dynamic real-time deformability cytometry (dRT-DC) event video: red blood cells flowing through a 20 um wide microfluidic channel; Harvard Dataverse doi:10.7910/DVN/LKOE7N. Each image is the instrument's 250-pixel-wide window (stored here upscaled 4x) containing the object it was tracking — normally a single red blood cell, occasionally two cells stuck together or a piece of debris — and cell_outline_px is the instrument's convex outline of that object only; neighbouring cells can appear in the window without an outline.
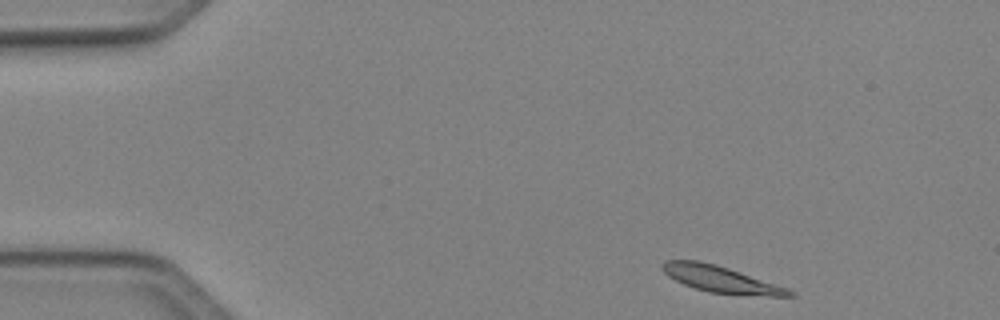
{"species": "Egyptian fruit bat (a non-hibernating species)", "species_latin": "Rousettus aegyptiacus", "temperature_condition": "cold", "stored_images_in_passage": 45, "camera_frame_rate_fps": 3000, "um_per_image_px": 0.085, "animal": {"sex": "female"}, "frame": {"image": 1, "passage_image": 1, "time_ms": 0.0, "image_size_px": [1000, 320], "cell_outline_px": [[796, 296], [768, 296], [708, 292], [684, 284], [668, 276], [660, 268], [660, 264], [664, 260], [700, 260], [716, 264], [788, 288], [796, 292]], "centroid_in_image_um": [61.25, 23.72], "position_along_channel_um": 23.7, "area_um2": 19.54}}
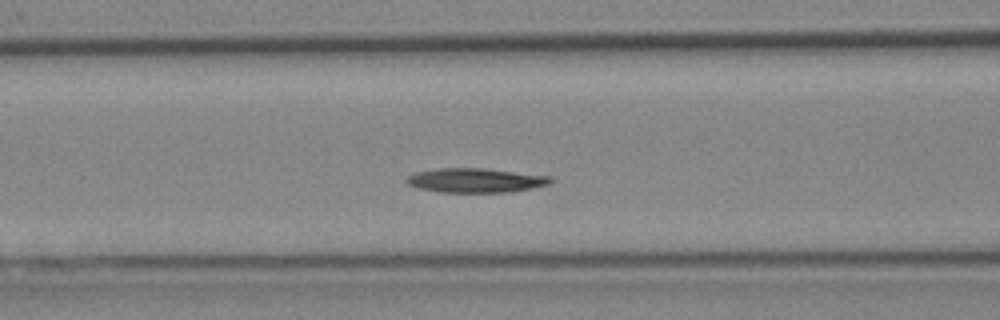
{"frame": {"image": 2, "passage_image": 15, "time_ms": 4.667, "image_size_px": [1000, 320], "cell_outline_px": [[552, 180], [548, 184], [532, 188], [508, 192], [440, 192], [420, 188], [408, 184], [404, 180], [408, 176], [416, 172], [436, 168], [484, 168], [552, 176]], "centroid_in_image_um": [40.41, 15.32], "position_along_channel_um": 126.2, "area_um2": 20.35}}
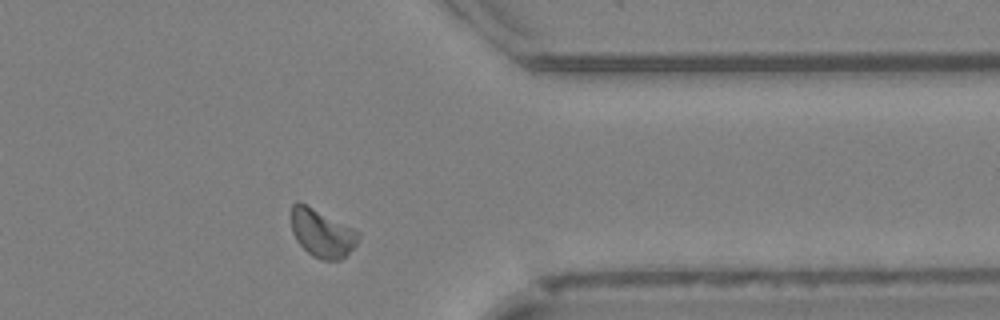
{"frame": {"image": 3, "passage_image": 35, "time_ms": 11.333, "image_size_px": [1000, 320], "cell_outline_px": [[360, 236], [356, 244], [340, 260], [324, 260], [312, 256], [296, 240], [292, 232], [292, 204], [296, 200], [300, 200], [360, 232]], "centroid_in_image_um": [27.35, 19.79], "position_along_channel_um": 384.1, "area_um2": 18.73}, "authors_computed_cell_mechanics": {"area_um2": 19.074, "velocity_mm_per_s": 4.0037, "shape_relaxation_time_tau1_ms": 3.6246, "shape_relaxation_time_tau2_ms": null, "deformation_change_tau1": 0.1387, "deformation_change_tau2": null}}